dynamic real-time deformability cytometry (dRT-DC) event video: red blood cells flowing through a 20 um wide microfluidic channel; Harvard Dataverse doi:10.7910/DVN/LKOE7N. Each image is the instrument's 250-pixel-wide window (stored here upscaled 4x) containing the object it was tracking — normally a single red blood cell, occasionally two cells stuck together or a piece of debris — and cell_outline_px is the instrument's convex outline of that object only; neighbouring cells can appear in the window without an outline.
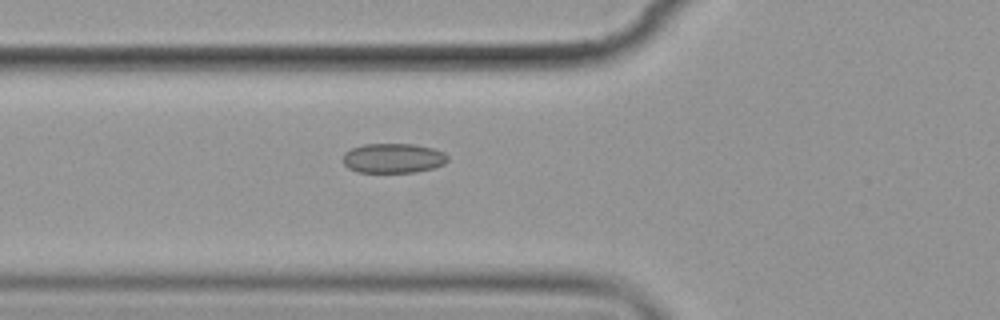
{"species": "common noctule bat (a hibernating species)", "species_latin": "Nyctalus noctula", "temperature_condition": "cold", "stored_images_in_passage": 4, "camera_frame_rate_fps": 3000, "um_per_image_px": 0.085, "animal": {"sex": "female", "body_mass_g": 19.9}, "frame": {"image": 1, "passage_image": 4, "time_ms": 3.667, "image_size_px": [1000, 320], "cell_outline_px": [[448, 160], [444, 164], [432, 168], [416, 172], [356, 172], [348, 168], [344, 164], [344, 152], [352, 148], [364, 144], [412, 144], [432, 148], [444, 152], [448, 156]], "centroid_in_image_um": [33.42, 13.45], "position_along_channel_um": 92.4, "area_um2": 18.09}}